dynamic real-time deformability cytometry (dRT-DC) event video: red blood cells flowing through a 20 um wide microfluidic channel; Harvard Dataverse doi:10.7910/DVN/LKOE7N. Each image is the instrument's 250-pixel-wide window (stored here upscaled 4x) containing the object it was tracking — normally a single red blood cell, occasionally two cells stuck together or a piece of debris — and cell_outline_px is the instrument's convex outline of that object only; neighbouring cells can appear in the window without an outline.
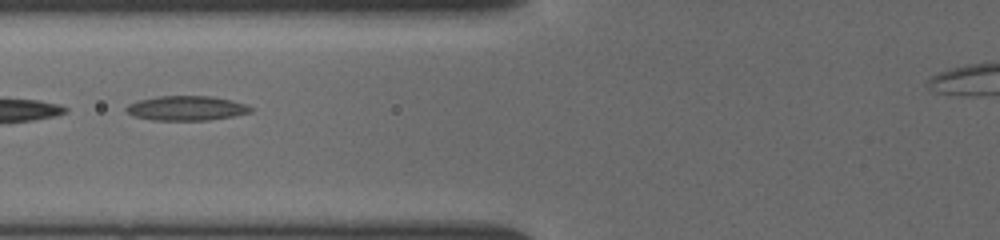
{"species": "common noctule bat (a hibernating species)", "species_latin": "Nyctalus noctula", "temperature_condition": "cold", "stored_images_in_passage": 31, "camera_frame_rate_fps": 3000, "um_per_image_px": 0.085, "animal": {"sex": "female", "body_mass_g": 19.5, "forearm_length_mm": 54.1}, "frame": {"image": 1, "passage_image": 3, "time_ms": 1.333, "image_size_px": [1000, 240], "cell_outline_px": [[252, 112], [232, 116], [208, 120], [152, 120], [136, 116], [128, 112], [124, 108], [128, 104], [140, 100], [160, 96], [212, 96], [244, 104], [252, 108]], "centroid_in_image_um": [15.83, 9.2], "position_along_channel_um": 110.0, "area_um2": 17.51}}
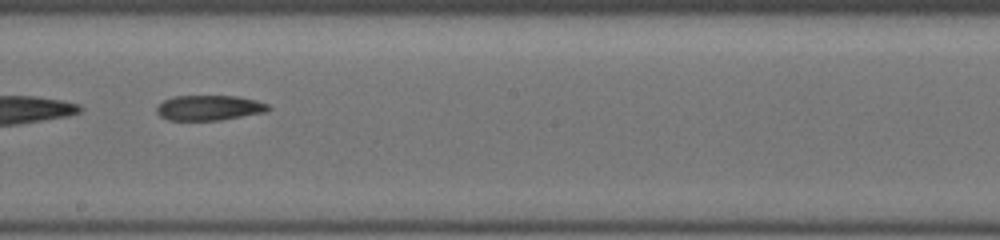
{"frame": {"image": 2, "passage_image": 13, "time_ms": 4.333, "image_size_px": [1000, 240], "cell_outline_px": [[272, 108], [264, 112], [220, 120], [168, 120], [160, 116], [156, 112], [156, 108], [164, 100], [176, 96], [236, 96], [256, 100], [268, 104]], "centroid_in_image_um": [17.78, 9.16], "position_along_channel_um": 230.4, "area_um2": 16.24}}
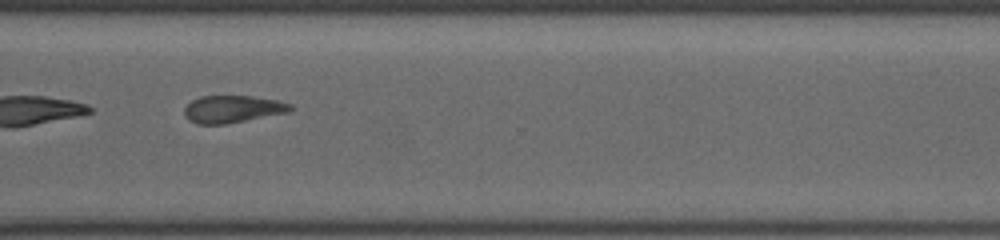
{"frame": {"image": 3, "passage_image": 22, "time_ms": 7.333, "image_size_px": [1000, 240], "cell_outline_px": [[292, 108], [288, 112], [224, 124], [196, 124], [188, 120], [184, 116], [184, 108], [192, 100], [200, 96], [252, 96], [276, 100], [292, 104]], "centroid_in_image_um": [19.72, 9.27], "position_along_channel_um": 350.9, "area_um2": 16.76}}